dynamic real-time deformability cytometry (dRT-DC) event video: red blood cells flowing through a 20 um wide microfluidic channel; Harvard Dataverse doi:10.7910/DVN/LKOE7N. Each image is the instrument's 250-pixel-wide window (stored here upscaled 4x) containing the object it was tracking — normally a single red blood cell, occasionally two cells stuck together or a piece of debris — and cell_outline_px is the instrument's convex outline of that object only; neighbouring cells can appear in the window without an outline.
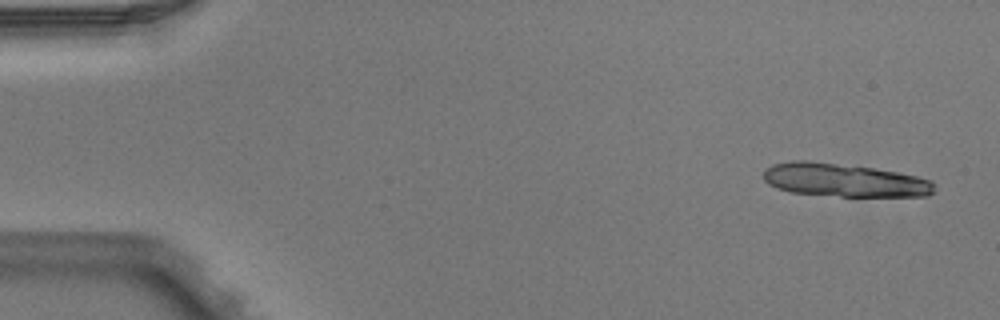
{"species": "Egyptian fruit bat (a non-hibernating species)", "species_latin": "Rousettus aegyptiacus", "temperature_condition": "warm", "stored_images_in_passage": 5, "camera_frame_rate_fps": 3000, "um_per_image_px": 0.085, "animal": {"sex": "male"}, "frame": {"image": 1, "passage_image": 1, "time_ms": 0.0, "image_size_px": [1000, 320], "cell_outline_px": [[932, 192], [928, 196], [840, 196], [792, 192], [776, 188], [768, 184], [764, 180], [764, 168], [772, 164], [792, 160], [808, 160], [872, 168], [896, 172], [916, 176], [932, 180]], "centroid_in_image_um": [71.69, 15.3], "position_along_channel_um": 13.3, "area_um2": 32.95}}